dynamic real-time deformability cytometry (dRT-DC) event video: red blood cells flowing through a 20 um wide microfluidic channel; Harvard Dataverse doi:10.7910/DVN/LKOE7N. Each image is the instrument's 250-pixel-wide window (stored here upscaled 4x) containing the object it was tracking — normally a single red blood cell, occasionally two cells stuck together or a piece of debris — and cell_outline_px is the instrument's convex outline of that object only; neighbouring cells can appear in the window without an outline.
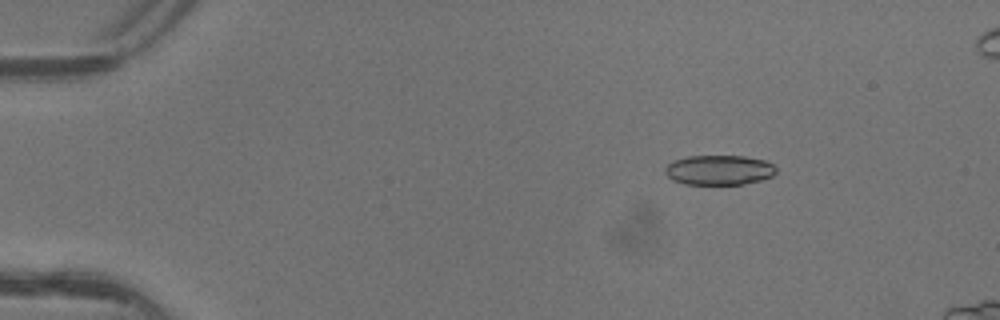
{"species": "common noctule bat (a hibernating species)", "species_latin": "Nyctalus noctula", "temperature_condition": "warm", "stored_images_in_passage": 5, "camera_frame_rate_fps": 3000, "um_per_image_px": 0.085, "animal": {"sex": "female"}, "frame": {"image": 1, "passage_image": 2, "time_ms": 0.333, "image_size_px": [1000, 320], "cell_outline_px": [[776, 172], [772, 176], [760, 180], [744, 184], [684, 184], [672, 180], [664, 172], [664, 168], [668, 164], [676, 160], [688, 156], [744, 156], [764, 160], [772, 164], [776, 168]], "centroid_in_image_um": [61.11, 14.45], "position_along_channel_um": 23.9, "area_um2": 19.25}}